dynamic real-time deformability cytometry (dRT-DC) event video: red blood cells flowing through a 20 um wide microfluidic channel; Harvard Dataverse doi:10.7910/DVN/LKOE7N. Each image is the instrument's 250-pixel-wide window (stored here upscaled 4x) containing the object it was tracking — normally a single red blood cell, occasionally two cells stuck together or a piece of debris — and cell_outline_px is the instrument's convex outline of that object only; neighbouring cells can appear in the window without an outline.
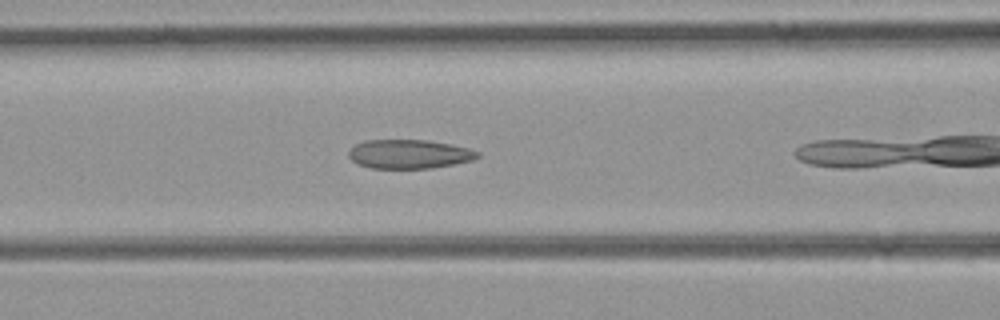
{"species": "common noctule bat (a hibernating species)", "species_latin": "Nyctalus noctula", "temperature_condition": "room temperature", "stored_images_in_passage": 16, "camera_frame_rate_fps": 3000, "um_per_image_px": 0.085, "animal": {"sex": "female", "body_mass_g": 21.9}, "frame": {"image": 1, "passage_image": 6, "time_ms": 1.667, "image_size_px": [1000, 320], "cell_outline_px": [[480, 156], [472, 160], [432, 168], [372, 168], [356, 164], [348, 156], [348, 152], [356, 144], [364, 140], [428, 140], [452, 144], [468, 148], [480, 152]], "centroid_in_image_um": [34.77, 13.09], "position_along_channel_um": 131.8, "area_um2": 21.79}}
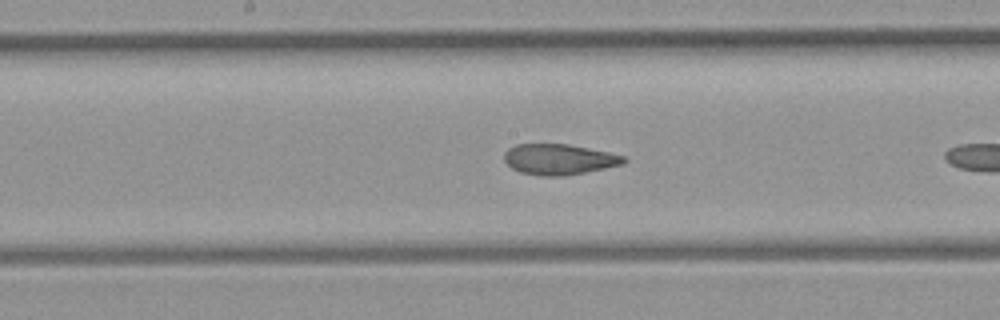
{"frame": {"image": 2, "passage_image": 11, "time_ms": 3.333, "image_size_px": [1000, 320], "cell_outline_px": [[628, 160], [624, 164], [564, 176], [540, 176], [520, 172], [512, 168], [504, 160], [504, 152], [508, 148], [516, 144], [568, 144], [608, 152], [624, 156]], "centroid_in_image_um": [47.5, 13.54], "position_along_channel_um": 200.7, "area_um2": 21.33}}
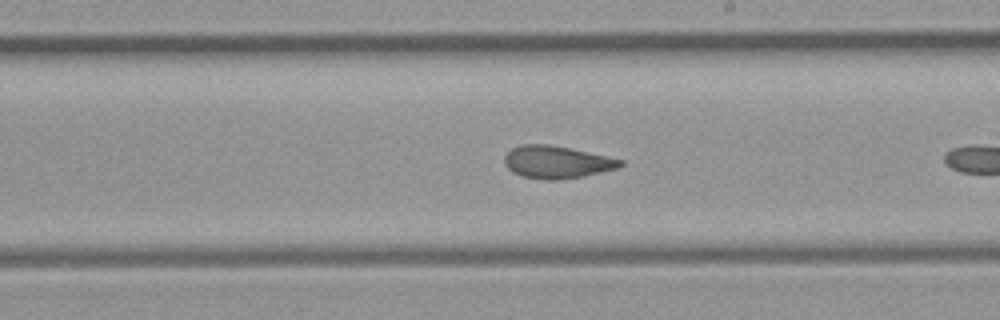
{"frame": {"image": 3, "passage_image": 14, "time_ms": 4.333, "image_size_px": [1000, 320], "cell_outline_px": [[624, 164], [616, 168], [584, 176], [556, 180], [544, 180], [524, 176], [512, 172], [504, 164], [504, 156], [512, 148], [524, 144], [548, 144], [608, 156], [624, 160]], "centroid_in_image_um": [47.31, 13.78], "position_along_channel_um": 241.7, "area_um2": 21.79}}